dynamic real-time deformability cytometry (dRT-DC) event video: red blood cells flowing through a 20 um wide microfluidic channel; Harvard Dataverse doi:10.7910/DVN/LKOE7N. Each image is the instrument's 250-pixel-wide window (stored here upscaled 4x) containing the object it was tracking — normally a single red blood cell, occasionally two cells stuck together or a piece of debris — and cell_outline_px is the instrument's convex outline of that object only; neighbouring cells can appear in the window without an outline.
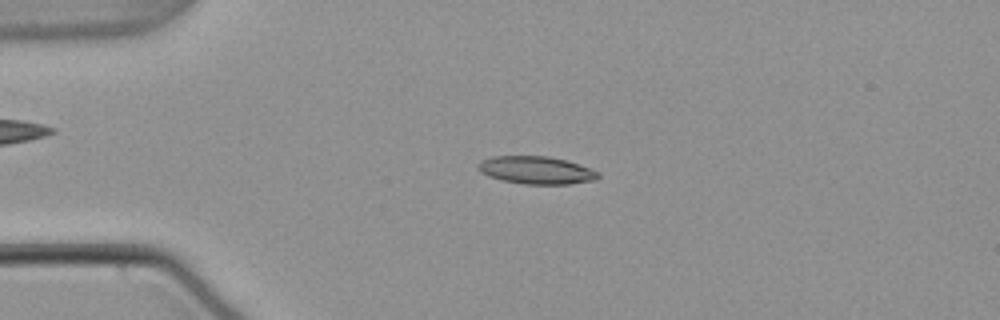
{"species": "common noctule bat (a hibernating species)", "species_latin": "Nyctalus noctula", "temperature_condition": "warm", "stored_images_in_passage": 53, "camera_frame_rate_fps": 3000, "um_per_image_px": 0.085, "animal": {"sex": "male", "body_mass_g": 21.5, "forearm_length_mm": 52.0}, "frame": {"image": 1, "passage_image": 12, "time_ms": 3.667, "image_size_px": [1000, 320], "cell_outline_px": [[600, 176], [596, 180], [568, 184], [524, 184], [504, 180], [488, 176], [480, 172], [476, 168], [476, 164], [480, 160], [492, 156], [548, 156], [564, 160], [600, 172]], "centroid_in_image_um": [45.53, 14.46], "position_along_channel_um": 39.5, "area_um2": 19.36}}
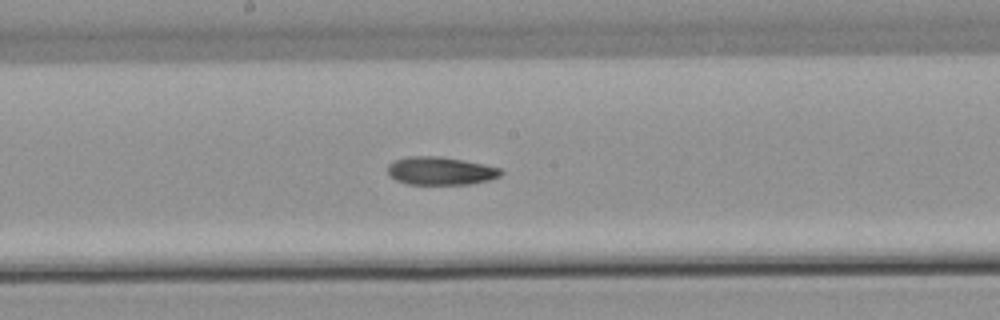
{"frame": {"image": 2, "passage_image": 28, "time_ms": 9.0, "image_size_px": [1000, 320], "cell_outline_px": [[504, 172], [500, 176], [488, 180], [468, 184], [408, 184], [396, 180], [388, 176], [388, 164], [392, 160], [408, 156], [440, 156], [484, 164], [500, 168]], "centroid_in_image_um": [37.41, 14.52], "position_along_channel_um": 210.8, "area_um2": 18.61}}
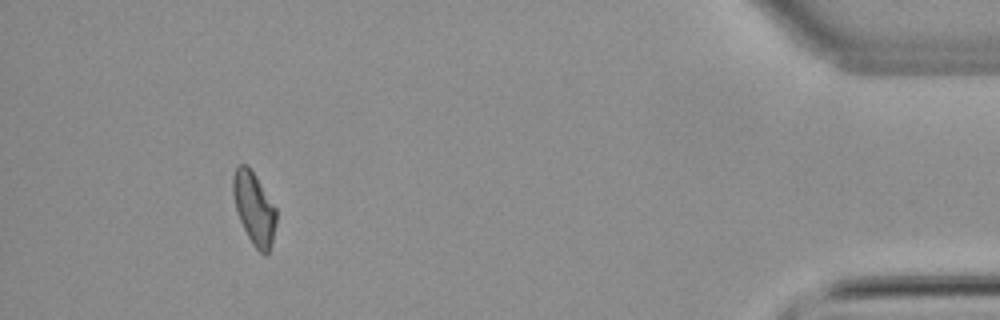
{"frame": {"image": 3, "passage_image": 49, "time_ms": 16.0, "image_size_px": [1000, 320], "cell_outline_px": [[276, 224], [272, 244], [268, 252], [264, 256], [252, 244], [240, 220], [236, 208], [232, 192], [232, 176], [236, 168], [240, 164], [248, 164], [256, 176], [276, 208]], "centroid_in_image_um": [21.6, 17.69], "position_along_channel_um": 413.6, "area_um2": 18.21}, "authors_computed_cell_mechanics": {"area_um2": 18.496, "velocity_mm_per_s": 3.8129, "shape_relaxation_time_tau1_ms": null, "shape_relaxation_time_tau2_ms": 11.1233, "deformation_change_tau1": null, "deformation_change_tau2": 0.2112}}